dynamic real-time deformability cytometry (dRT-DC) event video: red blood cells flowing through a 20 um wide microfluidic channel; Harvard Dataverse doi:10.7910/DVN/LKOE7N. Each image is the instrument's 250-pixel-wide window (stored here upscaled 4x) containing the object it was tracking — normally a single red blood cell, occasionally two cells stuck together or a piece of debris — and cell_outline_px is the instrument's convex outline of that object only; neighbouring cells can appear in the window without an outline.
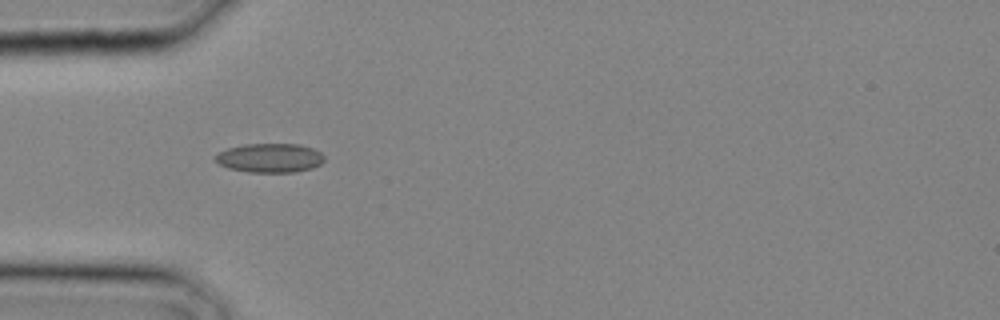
{"species": "common noctule bat (a hibernating species)", "species_latin": "Nyctalus noctula", "temperature_condition": "cold", "stored_images_in_passage": 17, "camera_frame_rate_fps": 3000, "um_per_image_px": 0.085, "animal": {"sex": "male", "body_mass_g": 20.4}, "frame": {"image": 1, "passage_image": 8, "time_ms": 2.333, "image_size_px": [1000, 320], "cell_outline_px": [[324, 160], [320, 164], [312, 168], [296, 172], [248, 172], [228, 168], [220, 164], [212, 156], [228, 148], [244, 144], [300, 144], [312, 148], [320, 152], [324, 156]], "centroid_in_image_um": [22.94, 13.42], "position_along_channel_um": 62.1, "area_um2": 18.5}}
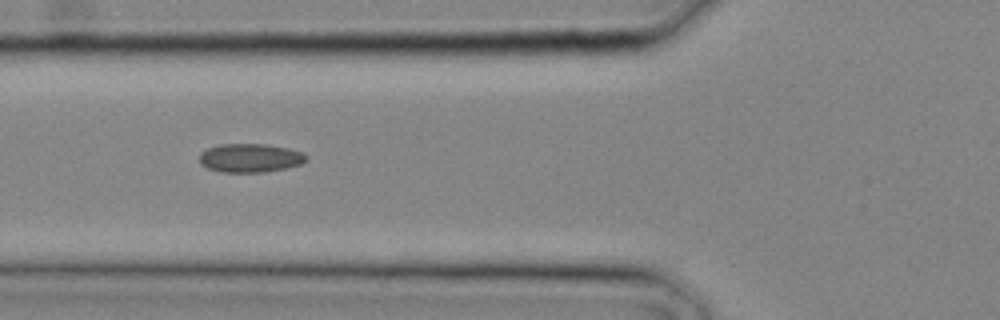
{"frame": {"image": 2, "passage_image": 10, "time_ms": 3.0, "image_size_px": [1000, 320], "cell_outline_px": [[308, 160], [300, 164], [284, 168], [264, 172], [220, 172], [208, 168], [200, 164], [200, 152], [208, 148], [220, 144], [264, 144], [288, 148], [300, 152], [308, 156]], "centroid_in_image_um": [21.24, 13.42], "position_along_channel_um": 104.6, "area_um2": 17.8}}
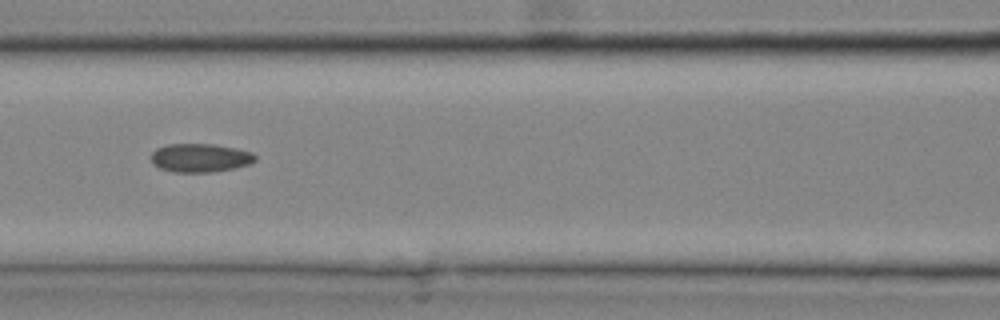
{"frame": {"image": 3, "passage_image": 12, "time_ms": 3.667, "image_size_px": [1000, 320], "cell_outline_px": [[256, 160], [248, 164], [232, 168], [212, 172], [172, 172], [160, 168], [152, 164], [152, 152], [156, 148], [168, 144], [216, 144], [236, 148], [252, 152], [256, 156]], "centroid_in_image_um": [17.0, 13.41], "position_along_channel_um": 149.6, "area_um2": 17.34}}